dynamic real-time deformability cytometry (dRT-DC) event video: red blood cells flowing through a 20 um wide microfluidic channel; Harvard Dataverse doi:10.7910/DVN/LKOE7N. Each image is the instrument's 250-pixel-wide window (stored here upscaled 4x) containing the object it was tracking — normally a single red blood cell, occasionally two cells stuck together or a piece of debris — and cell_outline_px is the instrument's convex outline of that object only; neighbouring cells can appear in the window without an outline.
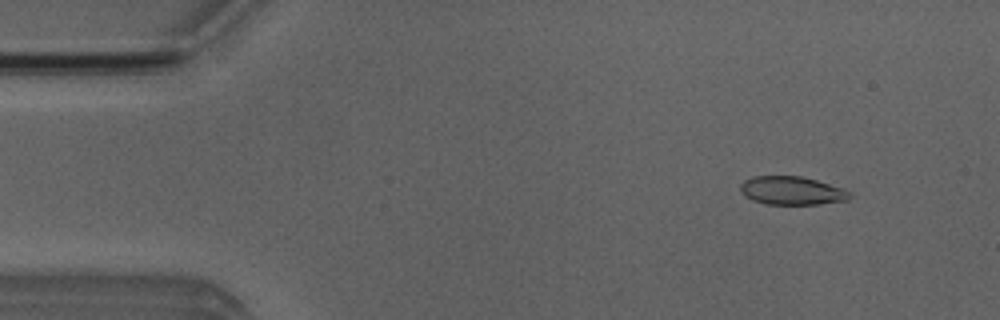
{"species": "Egyptian fruit bat (a non-hibernating species)", "species_latin": "Rousettus aegyptiacus", "temperature_condition": "room temperature", "stored_images_in_passage": 50, "camera_frame_rate_fps": 3000, "um_per_image_px": 0.085, "animal": {"sex": "male"}, "frame": {"image": 1, "passage_image": 5, "time_ms": 1.333, "image_size_px": [1000, 320], "cell_outline_px": [[852, 196], [848, 200], [820, 204], [764, 204], [752, 200], [744, 196], [740, 192], [740, 184], [744, 180], [752, 176], [800, 176], [816, 180], [844, 188], [852, 192]], "centroid_in_image_um": [67.3, 16.21], "position_along_channel_um": 17.7, "area_um2": 18.32}}
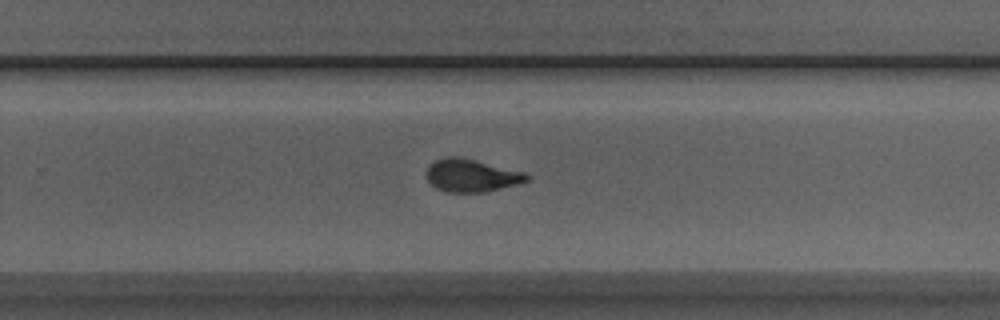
{"frame": {"image": 2, "passage_image": 32, "time_ms": 10.333, "image_size_px": [1000, 320], "cell_outline_px": [[532, 180], [516, 184], [480, 192], [448, 192], [436, 188], [424, 176], [424, 172], [428, 164], [436, 160], [448, 156], [456, 156], [524, 172], [532, 176]], "centroid_in_image_um": [40.03, 14.91], "position_along_channel_um": 289.8, "area_um2": 19.02}}
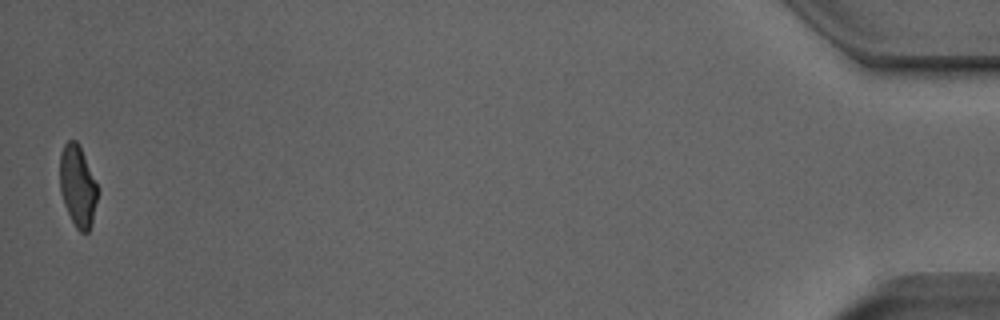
{"frame": {"image": 3, "passage_image": 50, "time_ms": 16.333, "image_size_px": [1000, 320], "cell_outline_px": [[100, 188], [92, 224], [88, 232], [80, 232], [76, 228], [64, 204], [60, 192], [60, 152], [64, 144], [68, 140], [76, 140]], "centroid_in_image_um": [6.62, 15.83], "position_along_channel_um": 428.6, "area_um2": 18.09}, "authors_computed_cell_mechanics": {"area_um2": 18.9584, "velocity_mm_per_s": 3.9988, "shape_relaxation_time_tau1_ms": 3.8153, "shape_relaxation_time_tau2_ms": 1.1887, "deformation_change_tau1": 0.1371, "deformation_change_tau2": 0.0719}}